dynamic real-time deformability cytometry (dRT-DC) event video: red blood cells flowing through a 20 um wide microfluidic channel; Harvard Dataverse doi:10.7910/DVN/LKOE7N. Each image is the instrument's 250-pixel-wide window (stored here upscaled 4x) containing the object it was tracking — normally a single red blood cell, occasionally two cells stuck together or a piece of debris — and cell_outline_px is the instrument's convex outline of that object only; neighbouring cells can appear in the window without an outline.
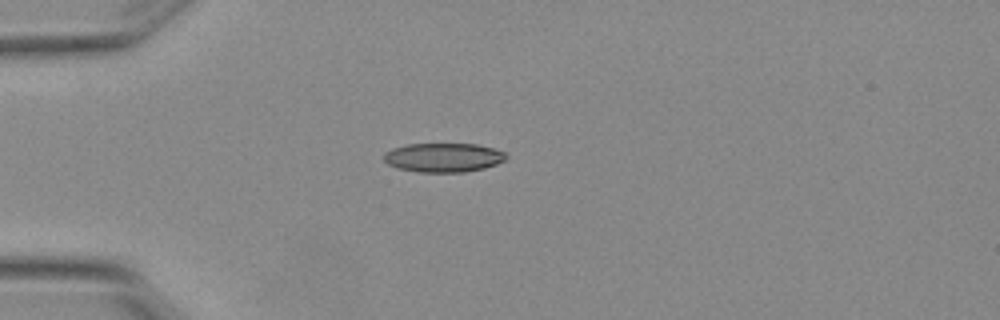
{"species": "Egyptian fruit bat (a non-hibernating species)", "species_latin": "Rousettus aegyptiacus", "temperature_condition": "warm", "stored_images_in_passage": 3, "camera_frame_rate_fps": 3000, "um_per_image_px": 0.085, "animal": {"sex": "female"}, "frame": {"image": 1, "passage_image": 1, "time_ms": 0.0, "image_size_px": [1000, 320], "cell_outline_px": [[508, 156], [504, 160], [496, 164], [484, 168], [464, 172], [416, 172], [396, 168], [388, 164], [384, 160], [384, 152], [392, 148], [408, 144], [476, 144], [492, 148], [504, 152]], "centroid_in_image_um": [37.66, 13.39], "position_along_channel_um": 47.3, "area_um2": 20.75}}
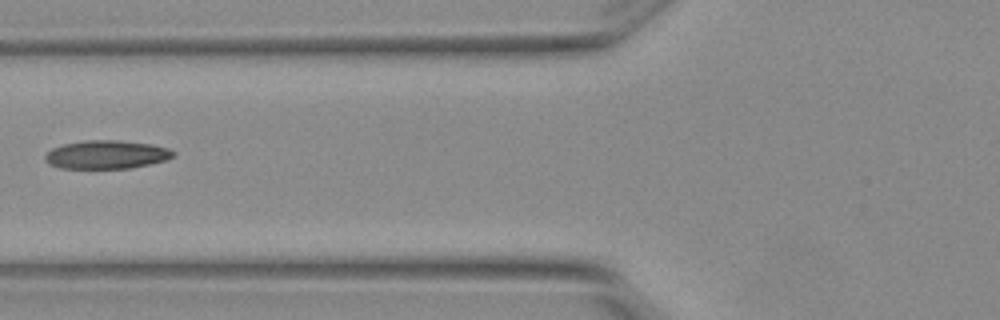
{"frame": {"image": 2, "passage_image": 3, "time_ms": 0.667, "image_size_px": [1000, 320], "cell_outline_px": [[176, 156], [168, 160], [132, 168], [60, 168], [48, 164], [44, 160], [44, 156], [52, 148], [64, 144], [84, 140], [120, 140], [152, 144], [168, 148], [176, 152]], "centroid_in_image_um": [9.09, 13.14], "position_along_channel_um": 116.7, "area_um2": 21.5}}